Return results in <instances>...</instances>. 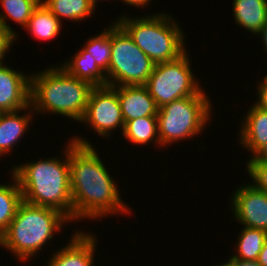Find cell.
I'll return each mask as SVG.
<instances>
[{
  "instance_id": "obj_31",
  "label": "cell",
  "mask_w": 267,
  "mask_h": 266,
  "mask_svg": "<svg viewBox=\"0 0 267 266\" xmlns=\"http://www.w3.org/2000/svg\"><path fill=\"white\" fill-rule=\"evenodd\" d=\"M235 266H261L257 261H245L235 259Z\"/></svg>"
},
{
  "instance_id": "obj_12",
  "label": "cell",
  "mask_w": 267,
  "mask_h": 266,
  "mask_svg": "<svg viewBox=\"0 0 267 266\" xmlns=\"http://www.w3.org/2000/svg\"><path fill=\"white\" fill-rule=\"evenodd\" d=\"M61 249L54 251L47 266H94L97 240L91 233L77 231Z\"/></svg>"
},
{
  "instance_id": "obj_33",
  "label": "cell",
  "mask_w": 267,
  "mask_h": 266,
  "mask_svg": "<svg viewBox=\"0 0 267 266\" xmlns=\"http://www.w3.org/2000/svg\"><path fill=\"white\" fill-rule=\"evenodd\" d=\"M259 158L267 163V149L259 156Z\"/></svg>"
},
{
  "instance_id": "obj_29",
  "label": "cell",
  "mask_w": 267,
  "mask_h": 266,
  "mask_svg": "<svg viewBox=\"0 0 267 266\" xmlns=\"http://www.w3.org/2000/svg\"><path fill=\"white\" fill-rule=\"evenodd\" d=\"M257 262L261 266H267V240L265 241L264 246L262 247Z\"/></svg>"
},
{
  "instance_id": "obj_5",
  "label": "cell",
  "mask_w": 267,
  "mask_h": 266,
  "mask_svg": "<svg viewBox=\"0 0 267 266\" xmlns=\"http://www.w3.org/2000/svg\"><path fill=\"white\" fill-rule=\"evenodd\" d=\"M170 15L161 12L128 18L122 14L116 21L128 32L134 43L158 64L174 61L186 52L185 34Z\"/></svg>"
},
{
  "instance_id": "obj_30",
  "label": "cell",
  "mask_w": 267,
  "mask_h": 266,
  "mask_svg": "<svg viewBox=\"0 0 267 266\" xmlns=\"http://www.w3.org/2000/svg\"><path fill=\"white\" fill-rule=\"evenodd\" d=\"M259 35V36H258ZM257 36L262 38V42L264 45V48L267 53V23L265 24V26L257 33Z\"/></svg>"
},
{
  "instance_id": "obj_18",
  "label": "cell",
  "mask_w": 267,
  "mask_h": 266,
  "mask_svg": "<svg viewBox=\"0 0 267 266\" xmlns=\"http://www.w3.org/2000/svg\"><path fill=\"white\" fill-rule=\"evenodd\" d=\"M62 22L42 3L34 9L28 21L26 30L33 37L41 40H53L59 36Z\"/></svg>"
},
{
  "instance_id": "obj_32",
  "label": "cell",
  "mask_w": 267,
  "mask_h": 266,
  "mask_svg": "<svg viewBox=\"0 0 267 266\" xmlns=\"http://www.w3.org/2000/svg\"><path fill=\"white\" fill-rule=\"evenodd\" d=\"M215 266H235V259H233V258H229L228 260H227V262L225 261V263H220V265H215Z\"/></svg>"
},
{
  "instance_id": "obj_9",
  "label": "cell",
  "mask_w": 267,
  "mask_h": 266,
  "mask_svg": "<svg viewBox=\"0 0 267 266\" xmlns=\"http://www.w3.org/2000/svg\"><path fill=\"white\" fill-rule=\"evenodd\" d=\"M79 122L85 123L104 138L111 136L116 128L123 133L125 122L117 91L109 85L93 87L84 116Z\"/></svg>"
},
{
  "instance_id": "obj_2",
  "label": "cell",
  "mask_w": 267,
  "mask_h": 266,
  "mask_svg": "<svg viewBox=\"0 0 267 266\" xmlns=\"http://www.w3.org/2000/svg\"><path fill=\"white\" fill-rule=\"evenodd\" d=\"M65 147L61 160L53 157L19 164L11 173L18 180L24 202L56 209L72 222L69 141Z\"/></svg>"
},
{
  "instance_id": "obj_27",
  "label": "cell",
  "mask_w": 267,
  "mask_h": 266,
  "mask_svg": "<svg viewBox=\"0 0 267 266\" xmlns=\"http://www.w3.org/2000/svg\"><path fill=\"white\" fill-rule=\"evenodd\" d=\"M263 80L260 81L259 88L257 87V96H258V101L256 99V105L261 108L262 110L267 112V74L265 75Z\"/></svg>"
},
{
  "instance_id": "obj_4",
  "label": "cell",
  "mask_w": 267,
  "mask_h": 266,
  "mask_svg": "<svg viewBox=\"0 0 267 266\" xmlns=\"http://www.w3.org/2000/svg\"><path fill=\"white\" fill-rule=\"evenodd\" d=\"M66 223L70 220L60 211L22 201L10 225L0 236V246L24 262L36 256Z\"/></svg>"
},
{
  "instance_id": "obj_24",
  "label": "cell",
  "mask_w": 267,
  "mask_h": 266,
  "mask_svg": "<svg viewBox=\"0 0 267 266\" xmlns=\"http://www.w3.org/2000/svg\"><path fill=\"white\" fill-rule=\"evenodd\" d=\"M98 35L88 38L83 49L95 58L97 66L106 73L111 57L110 25Z\"/></svg>"
},
{
  "instance_id": "obj_26",
  "label": "cell",
  "mask_w": 267,
  "mask_h": 266,
  "mask_svg": "<svg viewBox=\"0 0 267 266\" xmlns=\"http://www.w3.org/2000/svg\"><path fill=\"white\" fill-rule=\"evenodd\" d=\"M17 36L0 23V63H3L5 55L8 53L12 44L17 41Z\"/></svg>"
},
{
  "instance_id": "obj_15",
  "label": "cell",
  "mask_w": 267,
  "mask_h": 266,
  "mask_svg": "<svg viewBox=\"0 0 267 266\" xmlns=\"http://www.w3.org/2000/svg\"><path fill=\"white\" fill-rule=\"evenodd\" d=\"M21 115V112L24 111ZM21 111V112H20ZM31 106H27L22 110L13 112H1L0 114V157L12 152L15 145L24 136L28 130L30 122L33 121V113ZM23 135V136H22ZM17 143V144H16Z\"/></svg>"
},
{
  "instance_id": "obj_10",
  "label": "cell",
  "mask_w": 267,
  "mask_h": 266,
  "mask_svg": "<svg viewBox=\"0 0 267 266\" xmlns=\"http://www.w3.org/2000/svg\"><path fill=\"white\" fill-rule=\"evenodd\" d=\"M231 196V210L235 220L244 227L267 232V193L251 183L243 184Z\"/></svg>"
},
{
  "instance_id": "obj_23",
  "label": "cell",
  "mask_w": 267,
  "mask_h": 266,
  "mask_svg": "<svg viewBox=\"0 0 267 266\" xmlns=\"http://www.w3.org/2000/svg\"><path fill=\"white\" fill-rule=\"evenodd\" d=\"M40 2L41 0H0V4L5 11L4 15L0 12V23L17 36L14 29L6 21L7 18L25 28L31 18L32 12Z\"/></svg>"
},
{
  "instance_id": "obj_8",
  "label": "cell",
  "mask_w": 267,
  "mask_h": 266,
  "mask_svg": "<svg viewBox=\"0 0 267 266\" xmlns=\"http://www.w3.org/2000/svg\"><path fill=\"white\" fill-rule=\"evenodd\" d=\"M189 58L185 52L174 61L155 64L145 86L158 108L180 98L195 96L202 90L190 68Z\"/></svg>"
},
{
  "instance_id": "obj_19",
  "label": "cell",
  "mask_w": 267,
  "mask_h": 266,
  "mask_svg": "<svg viewBox=\"0 0 267 266\" xmlns=\"http://www.w3.org/2000/svg\"><path fill=\"white\" fill-rule=\"evenodd\" d=\"M122 135L135 145H147L154 142L160 148L157 116H145L128 121Z\"/></svg>"
},
{
  "instance_id": "obj_3",
  "label": "cell",
  "mask_w": 267,
  "mask_h": 266,
  "mask_svg": "<svg viewBox=\"0 0 267 266\" xmlns=\"http://www.w3.org/2000/svg\"><path fill=\"white\" fill-rule=\"evenodd\" d=\"M93 87L89 82L69 75L61 66H52L37 74L31 73L30 106L34 114L50 112L79 122Z\"/></svg>"
},
{
  "instance_id": "obj_21",
  "label": "cell",
  "mask_w": 267,
  "mask_h": 266,
  "mask_svg": "<svg viewBox=\"0 0 267 266\" xmlns=\"http://www.w3.org/2000/svg\"><path fill=\"white\" fill-rule=\"evenodd\" d=\"M237 241V254L230 256L233 259L257 261L259 254L267 240V232L262 229H253L243 226Z\"/></svg>"
},
{
  "instance_id": "obj_34",
  "label": "cell",
  "mask_w": 267,
  "mask_h": 266,
  "mask_svg": "<svg viewBox=\"0 0 267 266\" xmlns=\"http://www.w3.org/2000/svg\"><path fill=\"white\" fill-rule=\"evenodd\" d=\"M89 2H90V4L95 8V10H96V6H98L97 5V3H98V1L99 0H88ZM113 1H115V0H113Z\"/></svg>"
},
{
  "instance_id": "obj_14",
  "label": "cell",
  "mask_w": 267,
  "mask_h": 266,
  "mask_svg": "<svg viewBox=\"0 0 267 266\" xmlns=\"http://www.w3.org/2000/svg\"><path fill=\"white\" fill-rule=\"evenodd\" d=\"M249 109L240 125L238 138L239 144L252 153V158H256L267 149V112L256 104Z\"/></svg>"
},
{
  "instance_id": "obj_6",
  "label": "cell",
  "mask_w": 267,
  "mask_h": 266,
  "mask_svg": "<svg viewBox=\"0 0 267 266\" xmlns=\"http://www.w3.org/2000/svg\"><path fill=\"white\" fill-rule=\"evenodd\" d=\"M211 100L202 90L195 96L174 100L158 108L160 146L195 137L210 120Z\"/></svg>"
},
{
  "instance_id": "obj_28",
  "label": "cell",
  "mask_w": 267,
  "mask_h": 266,
  "mask_svg": "<svg viewBox=\"0 0 267 266\" xmlns=\"http://www.w3.org/2000/svg\"><path fill=\"white\" fill-rule=\"evenodd\" d=\"M123 1L125 4H128L130 6H133V7H141V8H144L146 7L147 5H150V1L152 0H121Z\"/></svg>"
},
{
  "instance_id": "obj_13",
  "label": "cell",
  "mask_w": 267,
  "mask_h": 266,
  "mask_svg": "<svg viewBox=\"0 0 267 266\" xmlns=\"http://www.w3.org/2000/svg\"><path fill=\"white\" fill-rule=\"evenodd\" d=\"M117 91L125 124L145 116H157L158 107L145 85L112 86Z\"/></svg>"
},
{
  "instance_id": "obj_11",
  "label": "cell",
  "mask_w": 267,
  "mask_h": 266,
  "mask_svg": "<svg viewBox=\"0 0 267 266\" xmlns=\"http://www.w3.org/2000/svg\"><path fill=\"white\" fill-rule=\"evenodd\" d=\"M4 63H0V112L22 110L30 105L31 74Z\"/></svg>"
},
{
  "instance_id": "obj_7",
  "label": "cell",
  "mask_w": 267,
  "mask_h": 266,
  "mask_svg": "<svg viewBox=\"0 0 267 266\" xmlns=\"http://www.w3.org/2000/svg\"><path fill=\"white\" fill-rule=\"evenodd\" d=\"M111 57L105 73L109 86L145 85L155 63L117 22L110 24Z\"/></svg>"
},
{
  "instance_id": "obj_25",
  "label": "cell",
  "mask_w": 267,
  "mask_h": 266,
  "mask_svg": "<svg viewBox=\"0 0 267 266\" xmlns=\"http://www.w3.org/2000/svg\"><path fill=\"white\" fill-rule=\"evenodd\" d=\"M247 172L252 178L251 184L258 190L267 193V163L259 157L247 160Z\"/></svg>"
},
{
  "instance_id": "obj_17",
  "label": "cell",
  "mask_w": 267,
  "mask_h": 266,
  "mask_svg": "<svg viewBox=\"0 0 267 266\" xmlns=\"http://www.w3.org/2000/svg\"><path fill=\"white\" fill-rule=\"evenodd\" d=\"M60 66L69 75L87 81L94 87L107 85L106 74L97 66L95 58L83 48Z\"/></svg>"
},
{
  "instance_id": "obj_1",
  "label": "cell",
  "mask_w": 267,
  "mask_h": 266,
  "mask_svg": "<svg viewBox=\"0 0 267 266\" xmlns=\"http://www.w3.org/2000/svg\"><path fill=\"white\" fill-rule=\"evenodd\" d=\"M88 141L80 136L69 141L72 221L130 214L132 209L123 203L117 183Z\"/></svg>"
},
{
  "instance_id": "obj_22",
  "label": "cell",
  "mask_w": 267,
  "mask_h": 266,
  "mask_svg": "<svg viewBox=\"0 0 267 266\" xmlns=\"http://www.w3.org/2000/svg\"><path fill=\"white\" fill-rule=\"evenodd\" d=\"M11 184H0V236L13 220L19 204L23 201L17 178L12 173Z\"/></svg>"
},
{
  "instance_id": "obj_20",
  "label": "cell",
  "mask_w": 267,
  "mask_h": 266,
  "mask_svg": "<svg viewBox=\"0 0 267 266\" xmlns=\"http://www.w3.org/2000/svg\"><path fill=\"white\" fill-rule=\"evenodd\" d=\"M41 2L62 22L61 19L81 21L91 17L95 8L88 0H41Z\"/></svg>"
},
{
  "instance_id": "obj_16",
  "label": "cell",
  "mask_w": 267,
  "mask_h": 266,
  "mask_svg": "<svg viewBox=\"0 0 267 266\" xmlns=\"http://www.w3.org/2000/svg\"><path fill=\"white\" fill-rule=\"evenodd\" d=\"M235 24L257 34L267 23V0H233Z\"/></svg>"
}]
</instances>
